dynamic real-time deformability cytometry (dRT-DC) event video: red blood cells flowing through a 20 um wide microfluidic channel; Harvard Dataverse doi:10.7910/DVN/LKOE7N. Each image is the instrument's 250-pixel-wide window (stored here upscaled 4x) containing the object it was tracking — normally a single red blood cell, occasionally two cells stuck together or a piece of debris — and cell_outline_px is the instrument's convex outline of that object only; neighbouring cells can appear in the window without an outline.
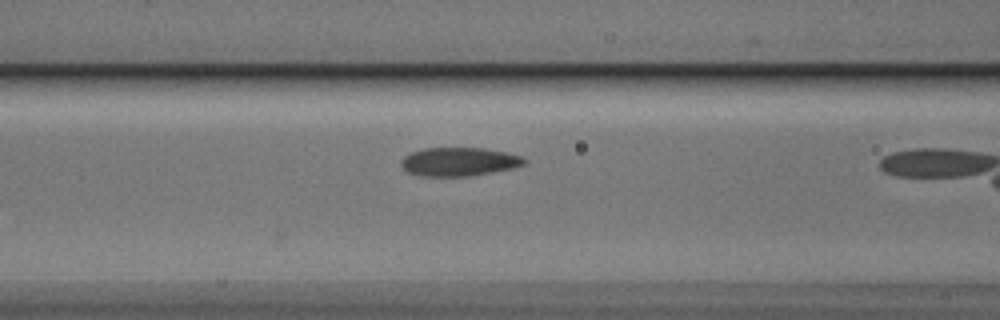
{"species": "Egyptian fruit bat (a non-hibernating species)", "species_latin": "Rousettus aegyptiacus", "temperature_condition": "cold", "stored_images_in_passage": 7, "camera_frame_rate_fps": 3000, "um_per_image_px": 0.085, "animal": {"sex": "male"}, "frame": {"image": 1, "passage_image": 6, "time_ms": 1.667, "image_size_px": [1000, 320], "cell_outline_px": [[524, 164], [512, 168], [492, 172], [468, 176], [420, 176], [408, 172], [400, 164], [400, 160], [408, 152], [424, 148], [484, 148], [504, 152], [520, 156], [524, 160]], "centroid_in_image_um": [38.93, 13.74], "position_along_channel_um": 127.7, "area_um2": 20.4}}